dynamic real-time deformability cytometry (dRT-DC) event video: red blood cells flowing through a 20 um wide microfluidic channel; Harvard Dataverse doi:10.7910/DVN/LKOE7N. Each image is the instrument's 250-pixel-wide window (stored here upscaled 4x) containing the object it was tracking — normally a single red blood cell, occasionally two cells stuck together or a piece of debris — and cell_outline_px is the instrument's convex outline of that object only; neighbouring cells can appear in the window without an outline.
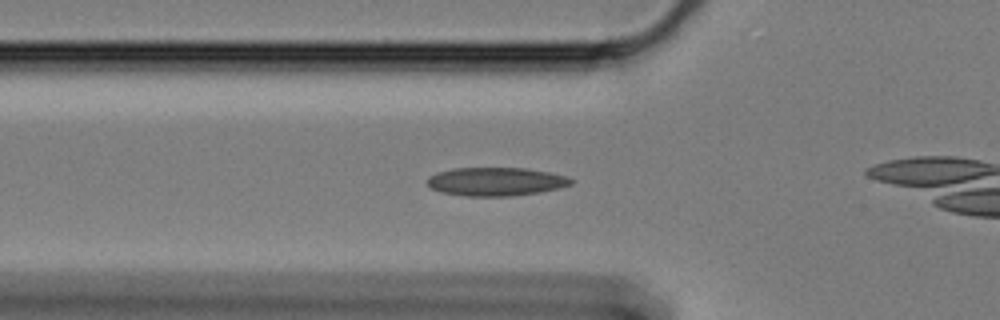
{"species": "Egyptian fruit bat (a non-hibernating species)", "species_latin": "Rousettus aegyptiacus", "temperature_condition": "cold", "stored_images_in_passage": 34, "camera_frame_rate_fps": 3000, "um_per_image_px": 0.085, "animal": {"sex": "female"}, "frame": {"image": 1, "passage_image": 2, "time_ms": 0.333, "image_size_px": [1000, 320], "cell_outline_px": [[576, 180], [572, 184], [560, 188], [540, 192], [512, 196], [464, 196], [440, 192], [432, 188], [428, 184], [428, 176], [436, 172], [456, 168], [528, 168], [568, 176]], "centroid_in_image_um": [42.19, 15.43], "position_along_channel_um": 83.6, "area_um2": 24.04}}
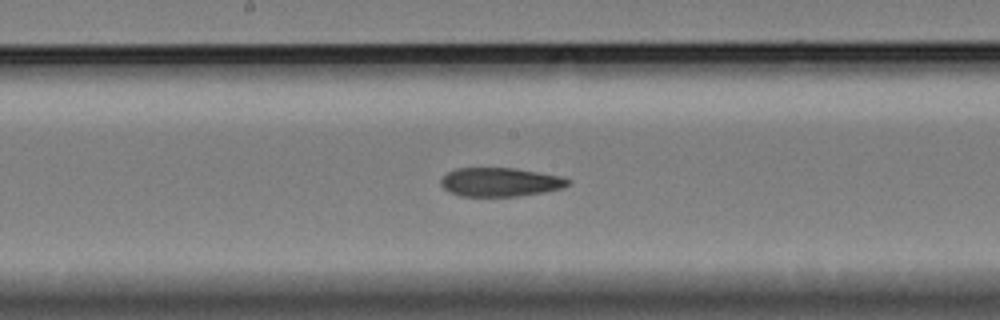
{"frame": {"image": 2, "passage_image": 13, "time_ms": 4.0, "image_size_px": [1000, 320], "cell_outline_px": [[572, 180], [568, 184], [560, 188], [544, 192], [520, 196], [460, 196], [448, 192], [440, 184], [440, 180], [448, 172], [456, 168], [512, 168], [560, 176]], "centroid_in_image_um": [42.47, 15.48], "position_along_channel_um": 205.7, "area_um2": 21.21}}
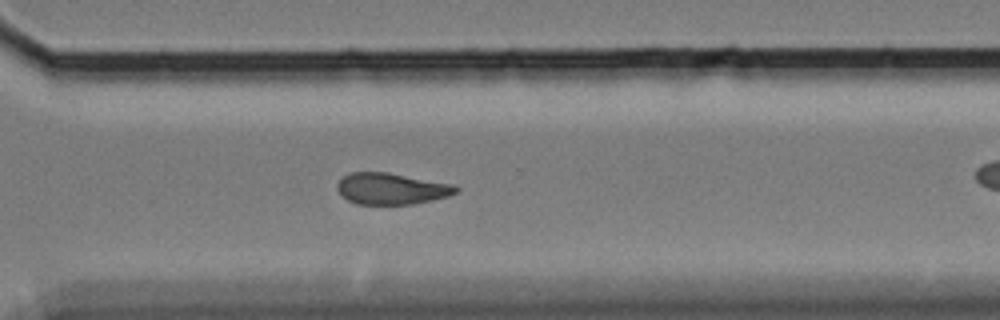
{"frame": {"image": 3, "passage_image": 25, "time_ms": 8.0, "image_size_px": [1000, 320], "cell_outline_px": [[460, 188], [456, 192], [448, 196], [412, 204], [356, 204], [340, 196], [336, 188], [336, 184], [348, 172], [388, 172], [456, 184]], "centroid_in_image_um": [33.26, 16.03], "position_along_channel_um": 337.3, "area_um2": 21.96}, "authors_computed_cell_mechanics": {"area_um2": 22.3108, "velocity_mm_per_s": 3.2992, "shape_relaxation_time_tau1_ms": null, "shape_relaxation_time_tau2_ms": 6.0758, "deformation_change_tau1": null, "deformation_change_tau2": 0.111}}